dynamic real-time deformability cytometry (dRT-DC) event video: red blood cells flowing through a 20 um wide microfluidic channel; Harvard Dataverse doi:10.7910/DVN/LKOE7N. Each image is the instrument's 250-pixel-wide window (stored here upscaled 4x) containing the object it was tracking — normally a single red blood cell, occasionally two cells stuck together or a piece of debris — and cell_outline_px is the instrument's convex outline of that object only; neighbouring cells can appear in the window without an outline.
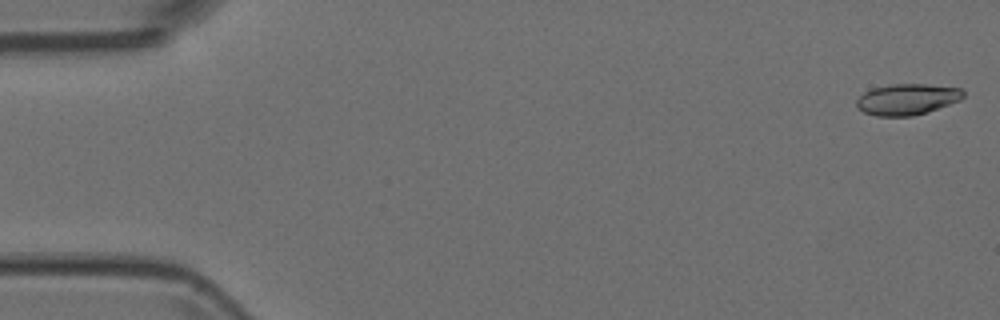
{"species": "Egyptian fruit bat (a non-hibernating species)", "species_latin": "Rousettus aegyptiacus", "temperature_condition": "room temperature", "stored_images_in_passage": 6, "camera_frame_rate_fps": 3000, "um_per_image_px": 0.085, "animal": {"sex": "female"}, "frame": {"image": 1, "passage_image": 1, "time_ms": 0.0, "image_size_px": [1000, 320], "cell_outline_px": [[964, 96], [960, 100], [928, 112], [912, 116], [876, 116], [864, 112], [856, 108], [856, 100], [864, 92], [872, 88], [892, 84], [928, 84], [960, 88], [964, 92]], "centroid_in_image_um": [77.09, 8.44], "position_along_channel_um": 7.9, "area_um2": 19.42}}
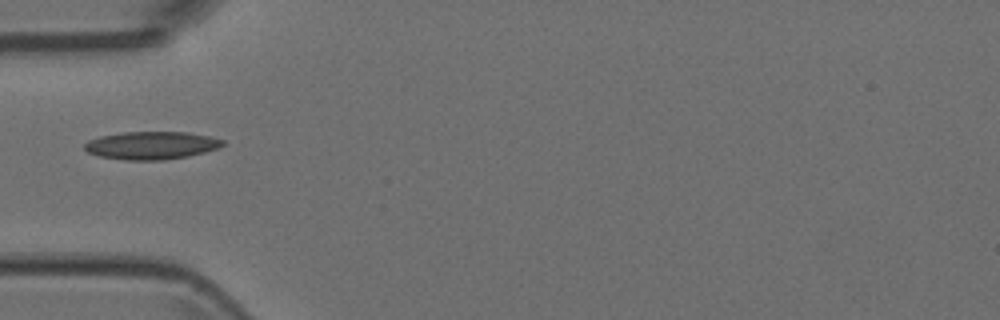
{"frame": {"image": 2, "passage_image": 5, "time_ms": 1.333, "image_size_px": [1000, 320], "cell_outline_px": [[224, 144], [220, 148], [188, 156], [164, 160], [124, 160], [100, 156], [88, 152], [84, 148], [84, 144], [88, 140], [100, 136], [124, 132], [188, 132], [208, 136], [224, 140]], "centroid_in_image_um": [12.87, 12.36], "position_along_channel_um": 72.1, "area_um2": 22.43}}
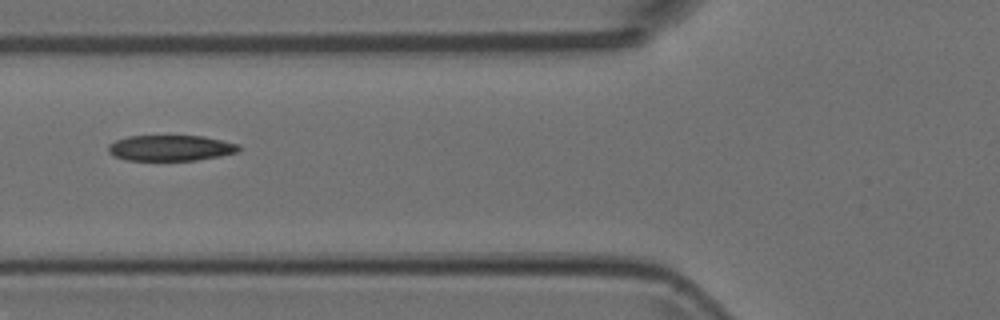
{"frame": {"image": 3, "passage_image": 6, "time_ms": 1.667, "image_size_px": [1000, 320], "cell_outline_px": [[240, 148], [236, 152], [220, 156], [196, 160], [124, 160], [112, 156], [108, 152], [108, 144], [116, 140], [128, 136], [204, 136], [240, 144]], "centroid_in_image_um": [14.47, 12.58], "position_along_channel_um": 111.3, "area_um2": 19.65}}